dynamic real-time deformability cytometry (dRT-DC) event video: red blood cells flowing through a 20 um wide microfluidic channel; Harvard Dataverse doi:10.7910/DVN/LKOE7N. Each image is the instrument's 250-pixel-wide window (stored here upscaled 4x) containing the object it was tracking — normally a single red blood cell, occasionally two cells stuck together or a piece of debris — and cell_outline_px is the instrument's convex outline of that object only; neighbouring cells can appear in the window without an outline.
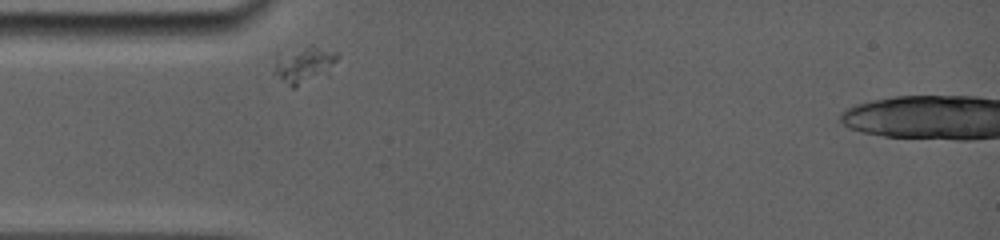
{"species": "common noctule bat (a hibernating species)", "species_latin": "Nyctalus noctula", "temperature_condition": "room temperature", "stored_images_in_passage": 29, "camera_frame_rate_fps": 5000, "um_per_image_px": 0.085, "animal": {"sex": "female", "body_mass_g": 19.0, "forearm_length_mm": 56.7}, "frame": {"image": 1, "passage_image": 1, "time_ms": 0.0, "image_size_px": [1000, 240], "cell_outline_px": [[336, 60], [328, 76], [296, 88], [292, 88], [280, 76], [276, 68], [276, 52], [312, 48], [316, 48], [336, 52]], "centroid_in_image_um": [25.88, 5.57], "position_along_channel_um": 59.1, "area_um2": 13.01}}
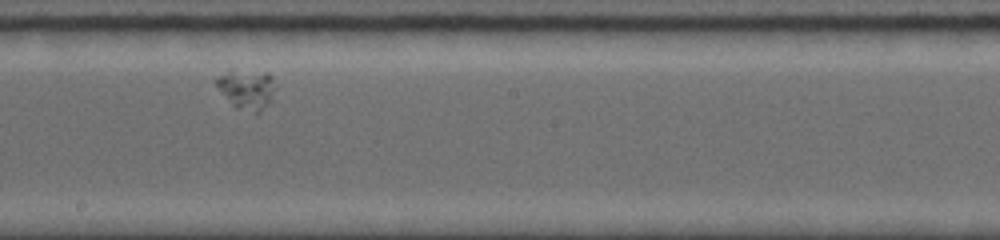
{"frame": {"image": 2, "passage_image": 13, "time_ms": 5.0, "image_size_px": [1000, 240], "cell_outline_px": [[272, 100], [260, 112], [256, 112], [236, 108], [232, 104], [216, 84], [216, 80], [220, 76], [264, 72], [268, 72], [272, 76]], "centroid_in_image_um": [21.04, 7.67], "position_along_channel_um": 227.2, "area_um2": 12.25}}
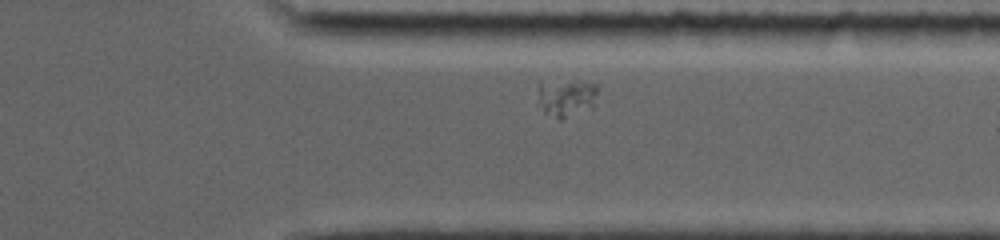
{"frame": {"image": 3, "passage_image": 25, "time_ms": 8.8, "image_size_px": [1000, 240], "cell_outline_px": [[600, 84], [592, 108], [560, 120], [544, 112], [540, 96], [540, 84], [576, 80], [580, 80]], "centroid_in_image_um": [48.27, 8.3], "position_along_channel_um": 363.1, "area_um2": 12.83}}